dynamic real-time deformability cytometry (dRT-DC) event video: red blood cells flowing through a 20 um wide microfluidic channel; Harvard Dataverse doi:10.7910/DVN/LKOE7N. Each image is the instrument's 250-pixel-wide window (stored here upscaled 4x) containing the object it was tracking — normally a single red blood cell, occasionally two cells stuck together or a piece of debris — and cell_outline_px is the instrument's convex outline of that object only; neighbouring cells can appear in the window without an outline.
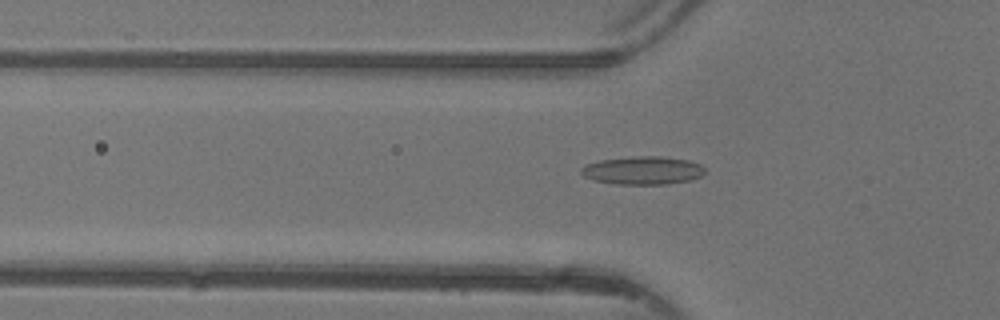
{"species": "common noctule bat (a hibernating species)", "species_latin": "Nyctalus noctula", "temperature_condition": "warm", "stored_images_in_passage": 47, "camera_frame_rate_fps": 3000, "um_per_image_px": 0.085, "animal": {"sex": "female"}, "frame": {"image": 1, "passage_image": 16, "time_ms": 5.0, "image_size_px": [1000, 320], "cell_outline_px": [[704, 172], [700, 176], [692, 180], [664, 184], [616, 184], [596, 180], [584, 176], [580, 172], [580, 168], [584, 164], [600, 160], [632, 156], [660, 156], [688, 160], [700, 164], [704, 168]], "centroid_in_image_um": [54.62, 14.48], "position_along_channel_um": 71.2, "area_um2": 20.29}}
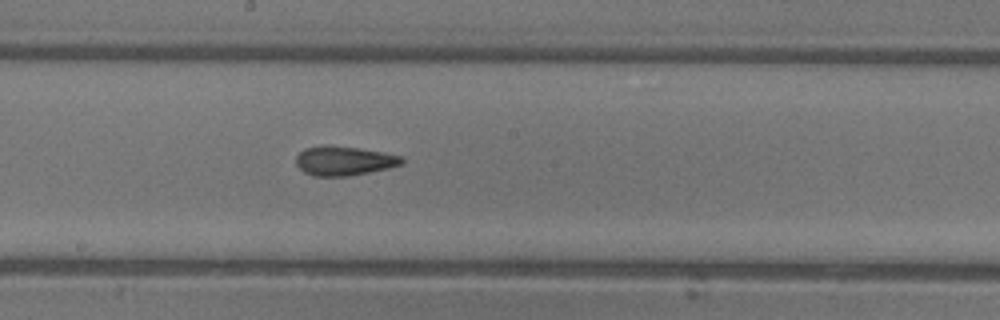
{"frame": {"image": 2, "passage_image": 26, "time_ms": 8.333, "image_size_px": [1000, 320], "cell_outline_px": [[404, 164], [388, 168], [348, 176], [312, 176], [304, 172], [296, 164], [296, 156], [304, 148], [324, 144], [328, 144], [384, 152], [400, 156], [404, 160]], "centroid_in_image_um": [29.22, 13.66], "position_along_channel_um": 219.0, "area_um2": 18.15}}
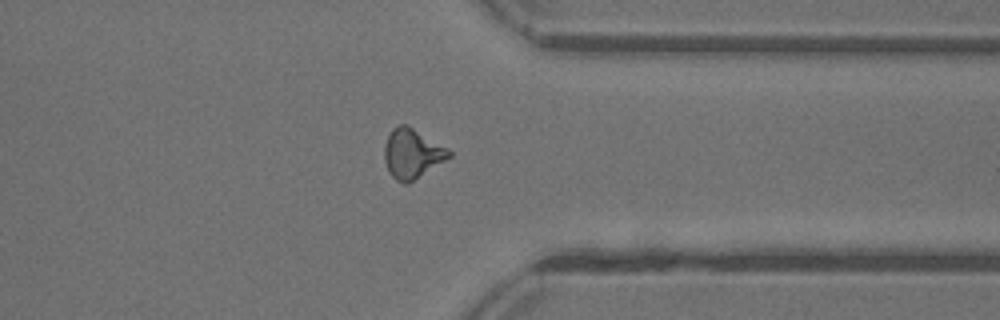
{"frame": {"image": 3, "passage_image": 37, "time_ms": 12.0, "image_size_px": [1000, 320], "cell_outline_px": [[452, 156], [408, 184], [404, 184], [396, 180], [388, 172], [384, 160], [384, 144], [392, 128], [400, 124], [404, 124], [412, 128], [448, 148], [452, 152]], "centroid_in_image_um": [35.01, 13.08], "position_along_channel_um": 376.4, "area_um2": 18.61}, "authors_computed_cell_mechanics": {"area_um2": 17.8602, "velocity_mm_per_s": 4.3998, "shape_relaxation_time_tau1_ms": null, "shape_relaxation_time_tau2_ms": 2.2427, "deformation_change_tau1": null, "deformation_change_tau2": 0.1032}}